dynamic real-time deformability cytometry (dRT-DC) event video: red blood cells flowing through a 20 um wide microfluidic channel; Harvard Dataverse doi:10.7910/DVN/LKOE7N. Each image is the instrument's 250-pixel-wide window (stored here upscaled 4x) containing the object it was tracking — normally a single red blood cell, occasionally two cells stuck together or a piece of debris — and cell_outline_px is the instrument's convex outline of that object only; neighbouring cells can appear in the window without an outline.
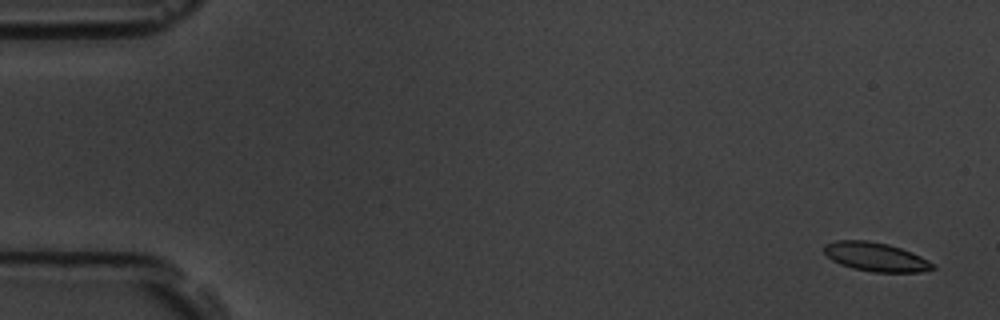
{"species": "common noctule bat (a hibernating species)", "species_latin": "Nyctalus noctula", "temperature_condition": "room temperature", "stored_images_in_passage": 6, "camera_frame_rate_fps": 3000, "um_per_image_px": 0.085, "animal": {"sex": "male", "body_mass_g": 19.5, "forearm_length_mm": 54.6}, "frame": {"image": 1, "passage_image": 1, "time_ms": 0.0, "image_size_px": [1000, 320], "cell_outline_px": [[936, 268], [920, 272], [876, 272], [852, 268], [840, 264], [832, 260], [824, 252], [824, 244], [836, 240], [868, 240], [888, 244], [912, 252], [936, 264]], "centroid_in_image_um": [74.45, 21.83], "position_along_channel_um": 10.6, "area_um2": 18.32}}
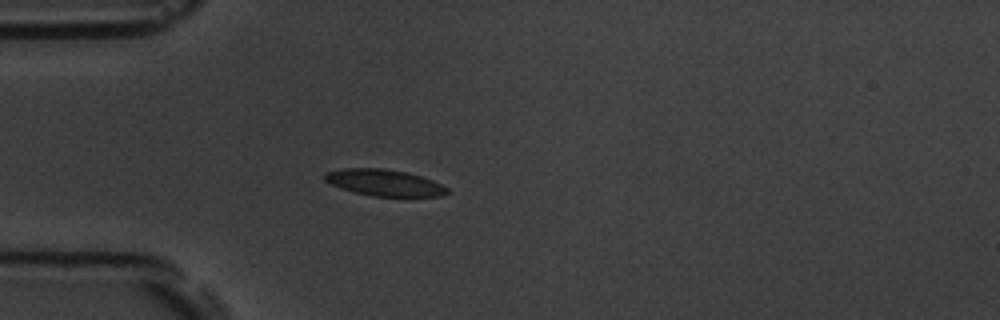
{"frame": {"image": 2, "passage_image": 5, "time_ms": 1.333, "image_size_px": [1000, 320], "cell_outline_px": [[448, 192], [440, 196], [372, 196], [340, 188], [324, 180], [324, 172], [344, 168], [384, 168], [404, 172], [420, 176], [432, 180], [448, 188]], "centroid_in_image_um": [32.63, 15.52], "position_along_channel_um": 52.4, "area_um2": 18.67}}